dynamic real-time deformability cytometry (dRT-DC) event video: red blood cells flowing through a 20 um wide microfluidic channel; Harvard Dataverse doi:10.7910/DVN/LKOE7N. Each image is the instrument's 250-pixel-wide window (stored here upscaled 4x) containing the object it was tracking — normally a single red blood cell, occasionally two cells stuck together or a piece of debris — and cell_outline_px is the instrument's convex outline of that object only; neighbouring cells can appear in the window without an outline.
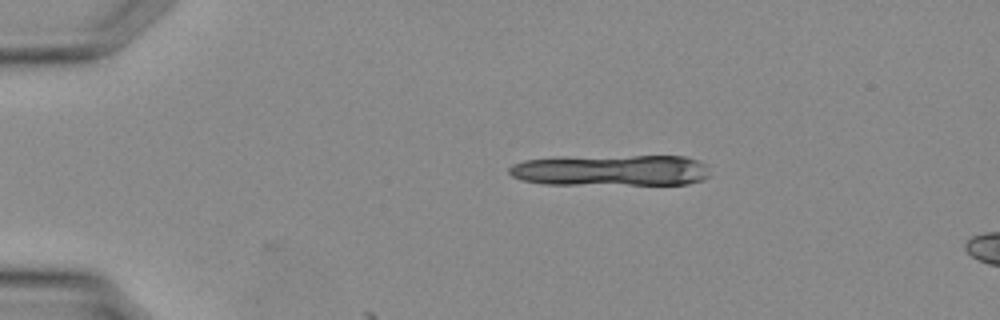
{"species": "Egyptian fruit bat (a non-hibernating species)", "species_latin": "Rousettus aegyptiacus", "temperature_condition": "warm", "stored_images_in_passage": 2, "camera_frame_rate_fps": 3000, "um_per_image_px": 0.085, "animal": {"sex": "female"}, "frame": {"image": 1, "passage_image": 1, "time_ms": 0.0, "image_size_px": [1000, 320], "cell_outline_px": [[712, 176], [704, 180], [688, 184], [544, 184], [520, 180], [512, 176], [508, 172], [508, 168], [512, 164], [524, 160], [556, 156], [684, 156], [696, 160], [704, 164]], "centroid_in_image_um": [51.9, 14.47], "position_along_channel_um": 33.1, "area_um2": 37.11}}